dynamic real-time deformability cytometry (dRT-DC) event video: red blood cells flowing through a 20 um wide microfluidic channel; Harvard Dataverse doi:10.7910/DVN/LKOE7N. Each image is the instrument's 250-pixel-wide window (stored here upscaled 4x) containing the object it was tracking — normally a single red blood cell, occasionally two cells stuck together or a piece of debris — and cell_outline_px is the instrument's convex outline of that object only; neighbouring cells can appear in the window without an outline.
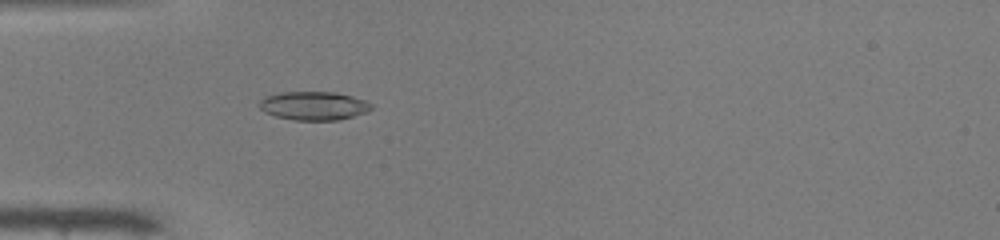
{"species": "common noctule bat (a hibernating species)", "species_latin": "Nyctalus noctula", "temperature_condition": "warm", "stored_images_in_passage": 43, "camera_frame_rate_fps": 3000, "um_per_image_px": 0.085, "animal": {"sex": "male", "body_mass_g": 19.0, "forearm_length_mm": 50.8}, "frame": {"image": 1, "passage_image": 9, "time_ms": 2.667, "image_size_px": [1000, 240], "cell_outline_px": [[372, 108], [368, 112], [336, 120], [292, 120], [276, 116], [264, 112], [260, 108], [260, 100], [264, 96], [280, 92], [336, 92], [352, 96], [364, 100], [372, 104]], "centroid_in_image_um": [26.65, 8.98], "position_along_channel_um": 58.3, "area_um2": 18.67}}
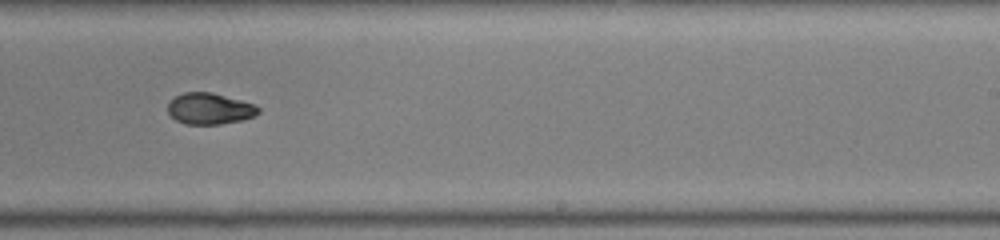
{"frame": {"image": 2, "passage_image": 25, "time_ms": 8.0, "image_size_px": [1000, 240], "cell_outline_px": [[260, 112], [244, 120], [220, 124], [184, 124], [176, 120], [168, 112], [168, 100], [184, 92], [212, 92], [256, 104], [260, 108]], "centroid_in_image_um": [17.83, 9.23], "position_along_channel_um": 271.2, "area_um2": 16.65}}
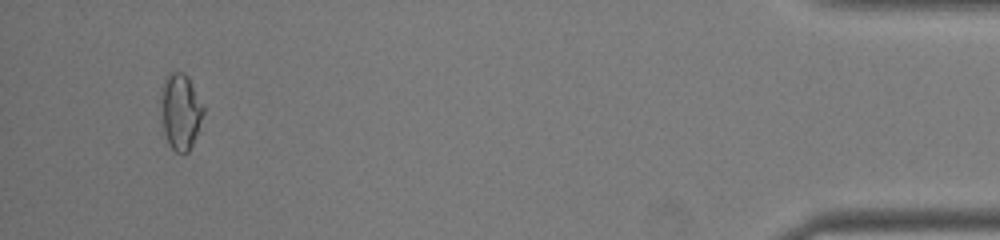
{"frame": {"image": 3, "passage_image": 41, "time_ms": 13.333, "image_size_px": [1000, 240], "cell_outline_px": [[204, 112], [200, 132], [188, 152], [176, 152], [172, 148], [164, 132], [160, 96], [160, 92], [164, 80], [168, 72], [184, 72], [188, 76], [204, 108]], "centroid_in_image_um": [15.36, 9.46], "position_along_channel_um": 419.8, "area_um2": 18.96}, "authors_computed_cell_mechanics": {"area_um2": 17.6868, "velocity_mm_per_s": 4.087, "shape_relaxation_time_tau1_ms": 8.7374, "shape_relaxation_time_tau2_ms": 2.7125, "deformation_change_tau1": 0.2328, "deformation_change_tau2": 0.05}}